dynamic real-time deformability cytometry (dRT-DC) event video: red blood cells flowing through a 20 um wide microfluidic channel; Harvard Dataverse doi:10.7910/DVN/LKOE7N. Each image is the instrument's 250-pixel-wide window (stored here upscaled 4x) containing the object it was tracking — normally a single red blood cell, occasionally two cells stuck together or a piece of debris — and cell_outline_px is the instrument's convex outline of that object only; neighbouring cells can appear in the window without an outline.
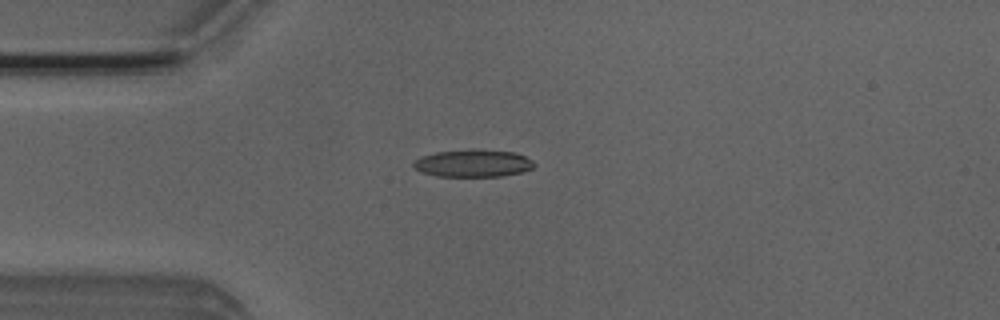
{"species": "Egyptian fruit bat (a non-hibernating species)", "species_latin": "Rousettus aegyptiacus", "temperature_condition": "room temperature", "stored_images_in_passage": 45, "camera_frame_rate_fps": 3000, "um_per_image_px": 0.085, "animal": {"sex": "male"}, "frame": {"image": 1, "passage_image": 6, "time_ms": 1.667, "image_size_px": [1000, 320], "cell_outline_px": [[536, 164], [532, 168], [524, 172], [504, 176], [436, 176], [420, 172], [412, 168], [412, 164], [420, 156], [436, 152], [472, 148], [476, 148], [516, 152], [532, 160]], "centroid_in_image_um": [40.21, 13.86], "position_along_channel_um": 44.8, "area_um2": 19.77}}
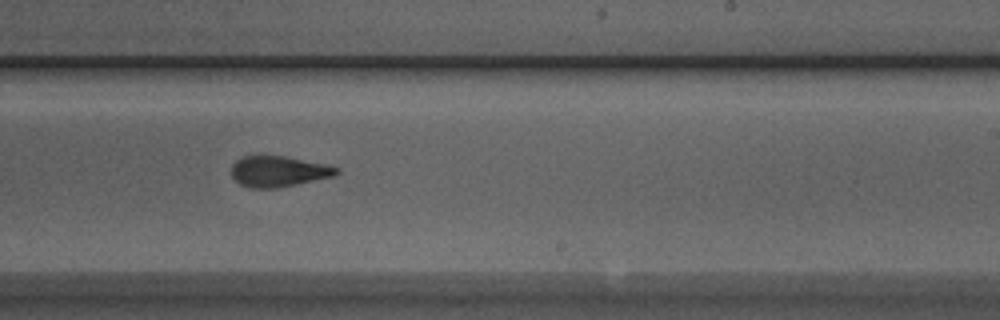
{"frame": {"image": 2, "passage_image": 24, "time_ms": 7.667, "image_size_px": [1000, 320], "cell_outline_px": [[340, 172], [336, 176], [276, 188], [248, 188], [240, 184], [232, 176], [232, 164], [240, 156], [284, 156], [324, 164], [340, 168]], "centroid_in_image_um": [23.67, 14.57], "position_along_channel_um": 265.3, "area_um2": 18.84}}
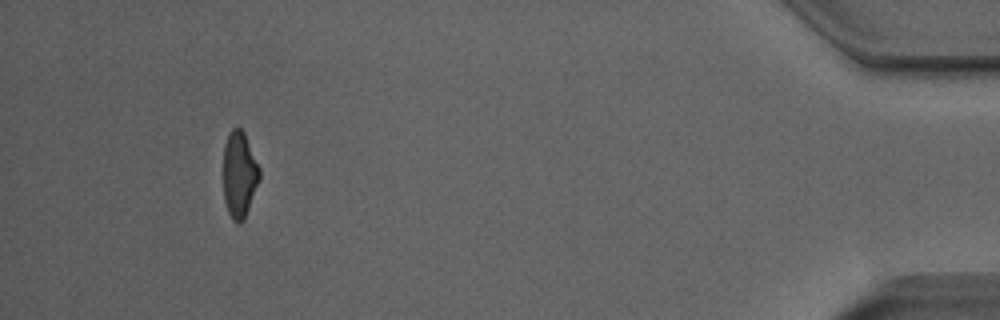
{"frame": {"image": 3, "passage_image": 41, "time_ms": 13.333, "image_size_px": [1000, 320], "cell_outline_px": [[260, 176], [244, 220], [240, 224], [236, 224], [232, 220], [228, 212], [224, 200], [224, 144], [228, 132], [232, 128], [240, 128], [244, 132], [260, 168]], "centroid_in_image_um": [20.33, 14.84], "position_along_channel_um": 414.9, "area_um2": 18.15}, "authors_computed_cell_mechanics": {"area_um2": 19.2474, "velocity_mm_per_s": 3.9336, "shape_relaxation_time_tau1_ms": 4.3833, "shape_relaxation_time_tau2_ms": 2.4215, "deformation_change_tau1": 0.173, "deformation_change_tau2": 0.1123}}